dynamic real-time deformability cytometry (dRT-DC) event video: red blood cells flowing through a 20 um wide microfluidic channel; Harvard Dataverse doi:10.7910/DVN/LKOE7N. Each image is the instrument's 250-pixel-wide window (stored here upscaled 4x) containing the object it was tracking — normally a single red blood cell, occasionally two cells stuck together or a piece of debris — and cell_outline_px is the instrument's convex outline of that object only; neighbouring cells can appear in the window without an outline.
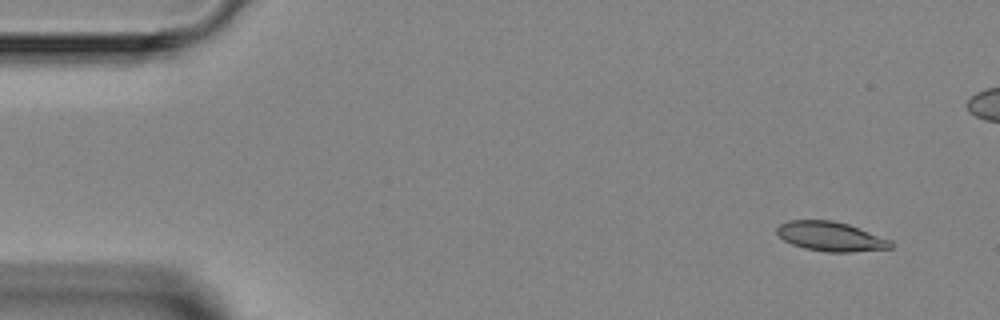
{"species": "Egyptian fruit bat (a non-hibernating species)", "species_latin": "Rousettus aegyptiacus", "temperature_condition": "room temperature", "stored_images_in_passage": 5, "camera_frame_rate_fps": 3000, "um_per_image_px": 0.085, "animal": {"sex": "female"}, "frame": {"image": 1, "passage_image": 1, "time_ms": 0.0, "image_size_px": [1000, 320], "cell_outline_px": [[896, 244], [892, 248], [852, 252], [824, 252], [804, 248], [792, 244], [784, 240], [776, 232], [776, 228], [780, 224], [788, 220], [832, 220], [848, 224], [892, 240]], "centroid_in_image_um": [70.64, 20.1], "position_along_channel_um": 14.4, "area_um2": 19.71}}